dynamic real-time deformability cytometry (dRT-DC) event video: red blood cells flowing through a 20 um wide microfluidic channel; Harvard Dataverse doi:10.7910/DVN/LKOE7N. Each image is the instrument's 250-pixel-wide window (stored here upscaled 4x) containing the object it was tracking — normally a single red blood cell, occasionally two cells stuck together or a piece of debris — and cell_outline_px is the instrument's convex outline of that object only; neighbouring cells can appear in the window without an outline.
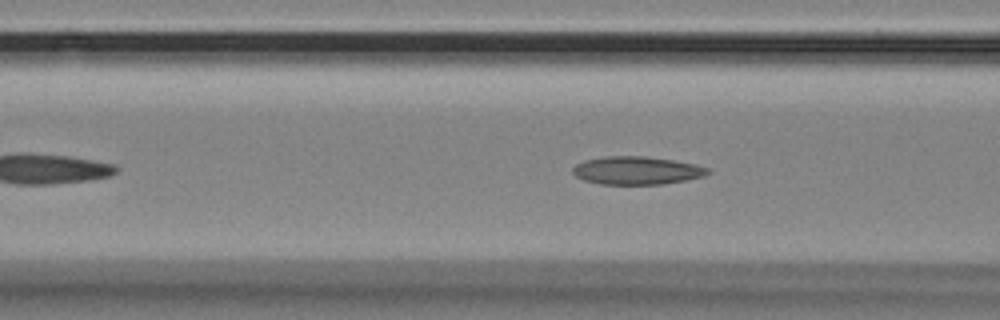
{"species": "Egyptian fruit bat (a non-hibernating species)", "species_latin": "Rousettus aegyptiacus", "temperature_condition": "room temperature", "stored_images_in_passage": 45, "camera_frame_rate_fps": 3000, "um_per_image_px": 0.085, "animal": {"sex": "female"}, "frame": {"image": 1, "passage_image": 13, "time_ms": 4.0, "image_size_px": [1000, 320], "cell_outline_px": [[712, 172], [704, 176], [664, 184], [600, 184], [584, 180], [576, 176], [572, 172], [572, 168], [576, 164], [584, 160], [604, 156], [644, 156], [672, 160], [696, 164], [708, 168]], "centroid_in_image_um": [54.11, 14.49], "position_along_channel_um": 112.5, "area_um2": 22.08}}
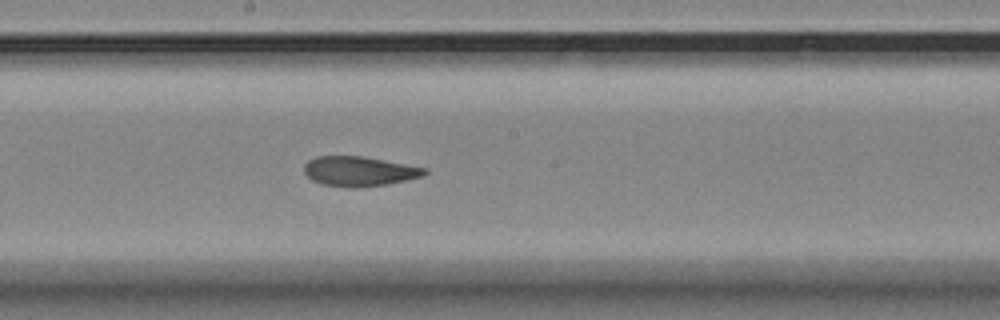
{"frame": {"image": 2, "passage_image": 22, "time_ms": 7.0, "image_size_px": [1000, 320], "cell_outline_px": [[428, 172], [424, 176], [388, 184], [352, 188], [348, 188], [320, 184], [312, 180], [304, 172], [304, 164], [308, 160], [316, 156], [360, 156], [428, 168]], "centroid_in_image_um": [30.52, 14.57], "position_along_channel_um": 217.7, "area_um2": 20.98}}
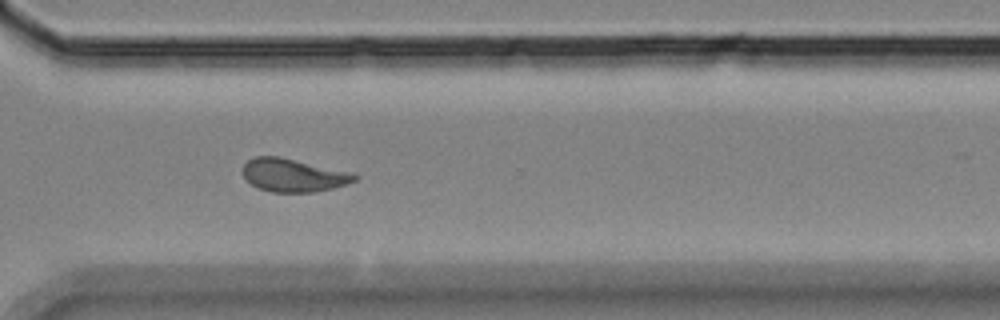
{"frame": {"image": 3, "passage_image": 33, "time_ms": 10.667, "image_size_px": [1000, 320], "cell_outline_px": [[360, 176], [356, 180], [332, 188], [316, 192], [272, 192], [260, 188], [252, 184], [244, 176], [244, 164], [248, 160], [256, 156], [280, 156]], "centroid_in_image_um": [24.88, 14.9], "position_along_channel_um": 345.7, "area_um2": 20.87}, "authors_computed_cell_mechanics": {"area_um2": 22.0796, "velocity_mm_per_s": 3.4945, "shape_relaxation_time_tau1_ms": null, "shape_relaxation_time_tau2_ms": 2.5102, "deformation_change_tau1": null, "deformation_change_tau2": 0.0921}}